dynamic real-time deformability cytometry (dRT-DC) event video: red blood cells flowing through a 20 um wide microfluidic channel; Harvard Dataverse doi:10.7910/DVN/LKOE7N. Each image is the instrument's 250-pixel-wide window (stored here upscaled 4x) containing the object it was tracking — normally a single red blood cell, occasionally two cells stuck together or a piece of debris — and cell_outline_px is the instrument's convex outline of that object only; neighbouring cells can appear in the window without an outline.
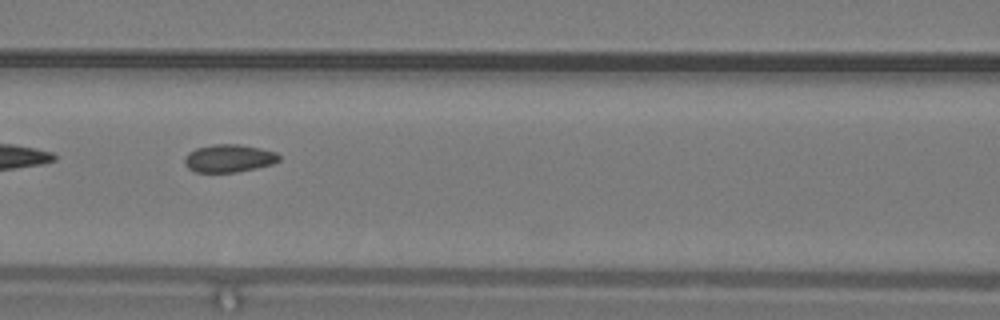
{"species": "common noctule bat (a hibernating species)", "species_latin": "Nyctalus noctula", "temperature_condition": "warm", "stored_images_in_passage": 32, "camera_frame_rate_fps": 3000, "um_per_image_px": 0.085, "animal": {"sex": "male", "body_mass_g": 19.2, "forearm_length_mm": 51.8}, "frame": {"image": 1, "passage_image": 7, "time_ms": 2.0, "image_size_px": [1000, 320], "cell_outline_px": [[280, 160], [272, 164], [256, 168], [236, 172], [196, 172], [188, 168], [184, 164], [184, 156], [188, 152], [196, 148], [212, 144], [240, 144], [260, 148], [276, 152], [280, 156]], "centroid_in_image_um": [19.44, 13.45], "position_along_channel_um": 147.2, "area_um2": 15.43}, "authors_computed_cell_mechanics": {"area_um2": 15.4326, "velocity_mm_per_s": 4.1793, "shape_relaxation_time_tau1_ms": null, "shape_relaxation_time_tau2_ms": 1.291, "deformation_change_tau1": null, "deformation_change_tau2": 0.0652}}